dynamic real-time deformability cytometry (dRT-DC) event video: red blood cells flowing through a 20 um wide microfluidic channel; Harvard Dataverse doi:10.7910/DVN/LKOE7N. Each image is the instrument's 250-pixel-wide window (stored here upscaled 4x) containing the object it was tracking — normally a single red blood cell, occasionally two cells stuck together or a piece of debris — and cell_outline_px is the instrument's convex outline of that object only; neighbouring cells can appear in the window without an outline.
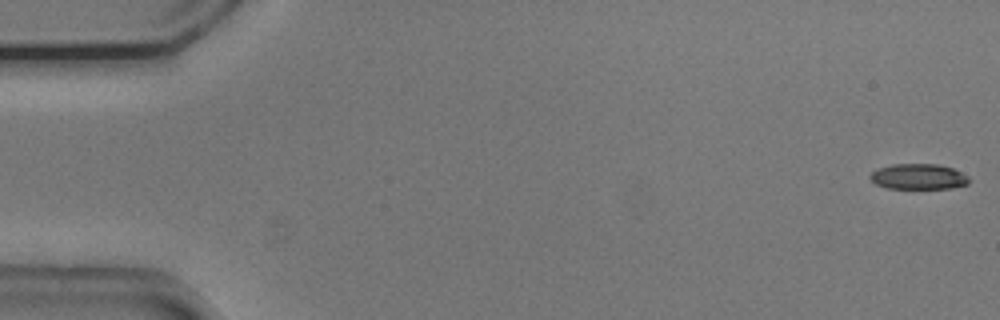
{"species": "common noctule bat (a hibernating species)", "species_latin": "Nyctalus noctula", "temperature_condition": "cold", "stored_images_in_passage": 40, "camera_frame_rate_fps": 3000, "um_per_image_px": 0.085, "animal": {"sex": "male", "body_mass_g": 20.5, "forearm_length_mm": 52.5}, "frame": {"image": 1, "passage_image": 1, "time_ms": 0.0, "image_size_px": [1000, 320], "cell_outline_px": [[968, 184], [952, 188], [888, 188], [876, 184], [868, 176], [872, 172], [880, 168], [892, 164], [936, 164], [952, 168], [968, 176]], "centroid_in_image_um": [78.06, 15.01], "position_along_channel_um": 6.9, "area_um2": 14.51}}
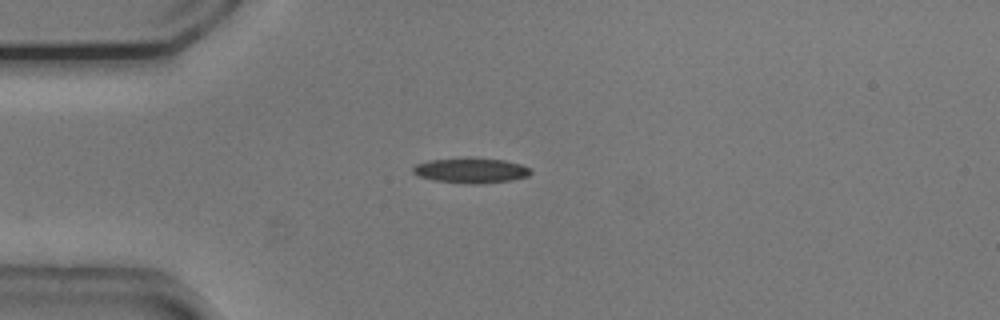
{"frame": {"image": 2, "passage_image": 14, "time_ms": 4.333, "image_size_px": [1000, 320], "cell_outline_px": [[532, 172], [528, 176], [512, 180], [480, 184], [468, 184], [432, 180], [420, 176], [412, 172], [412, 168], [416, 164], [428, 160], [504, 160], [520, 164], [528, 168]], "centroid_in_image_um": [40.02, 14.54], "position_along_channel_um": 45.0, "area_um2": 16.53}}
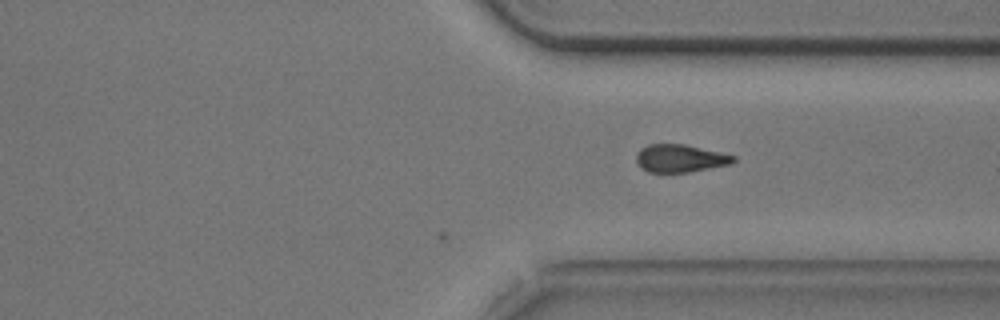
{"frame": {"image": 3, "passage_image": 40, "time_ms": 13.0, "image_size_px": [1000, 320], "cell_outline_px": [[736, 160], [732, 164], [688, 172], [648, 172], [640, 168], [636, 164], [636, 156], [640, 148], [648, 144], [684, 144], [720, 152], [736, 156]], "centroid_in_image_um": [57.79, 13.46], "position_along_channel_um": 353.6, "area_um2": 15.84}}